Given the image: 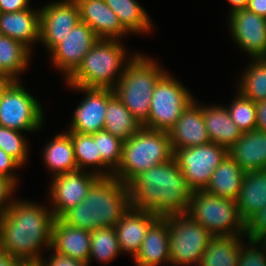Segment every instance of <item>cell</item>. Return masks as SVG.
Returning a JSON list of instances; mask_svg holds the SVG:
<instances>
[{
    "mask_svg": "<svg viewBox=\"0 0 266 266\" xmlns=\"http://www.w3.org/2000/svg\"><path fill=\"white\" fill-rule=\"evenodd\" d=\"M20 167L21 165L13 157L0 148V174L9 177L18 185V180L15 174H13V171Z\"/></svg>",
    "mask_w": 266,
    "mask_h": 266,
    "instance_id": "b9f144b4",
    "label": "cell"
},
{
    "mask_svg": "<svg viewBox=\"0 0 266 266\" xmlns=\"http://www.w3.org/2000/svg\"><path fill=\"white\" fill-rule=\"evenodd\" d=\"M43 149L44 163L52 176L78 170L72 139L67 132L57 134Z\"/></svg>",
    "mask_w": 266,
    "mask_h": 266,
    "instance_id": "83f0119b",
    "label": "cell"
},
{
    "mask_svg": "<svg viewBox=\"0 0 266 266\" xmlns=\"http://www.w3.org/2000/svg\"><path fill=\"white\" fill-rule=\"evenodd\" d=\"M101 159L115 171L121 163L124 141L105 130L92 134Z\"/></svg>",
    "mask_w": 266,
    "mask_h": 266,
    "instance_id": "d590c367",
    "label": "cell"
},
{
    "mask_svg": "<svg viewBox=\"0 0 266 266\" xmlns=\"http://www.w3.org/2000/svg\"><path fill=\"white\" fill-rule=\"evenodd\" d=\"M243 238L244 236H214L198 266H238Z\"/></svg>",
    "mask_w": 266,
    "mask_h": 266,
    "instance_id": "f546056e",
    "label": "cell"
},
{
    "mask_svg": "<svg viewBox=\"0 0 266 266\" xmlns=\"http://www.w3.org/2000/svg\"><path fill=\"white\" fill-rule=\"evenodd\" d=\"M98 39L94 31L80 20L71 32L50 51L53 65L62 71L67 79Z\"/></svg>",
    "mask_w": 266,
    "mask_h": 266,
    "instance_id": "9a60e30c",
    "label": "cell"
},
{
    "mask_svg": "<svg viewBox=\"0 0 266 266\" xmlns=\"http://www.w3.org/2000/svg\"><path fill=\"white\" fill-rule=\"evenodd\" d=\"M20 263L16 257L0 250V266H19Z\"/></svg>",
    "mask_w": 266,
    "mask_h": 266,
    "instance_id": "bcb514c9",
    "label": "cell"
},
{
    "mask_svg": "<svg viewBox=\"0 0 266 266\" xmlns=\"http://www.w3.org/2000/svg\"><path fill=\"white\" fill-rule=\"evenodd\" d=\"M17 184L9 177L0 174V215L7 211L13 203L11 196L16 191Z\"/></svg>",
    "mask_w": 266,
    "mask_h": 266,
    "instance_id": "ab89813d",
    "label": "cell"
},
{
    "mask_svg": "<svg viewBox=\"0 0 266 266\" xmlns=\"http://www.w3.org/2000/svg\"><path fill=\"white\" fill-rule=\"evenodd\" d=\"M90 239V231L70 226L61 218L55 219L50 250L89 265Z\"/></svg>",
    "mask_w": 266,
    "mask_h": 266,
    "instance_id": "ffe728a7",
    "label": "cell"
},
{
    "mask_svg": "<svg viewBox=\"0 0 266 266\" xmlns=\"http://www.w3.org/2000/svg\"><path fill=\"white\" fill-rule=\"evenodd\" d=\"M128 188L131 207L161 217L187 213L193 192L175 158L140 173Z\"/></svg>",
    "mask_w": 266,
    "mask_h": 266,
    "instance_id": "7a4b0ae2",
    "label": "cell"
},
{
    "mask_svg": "<svg viewBox=\"0 0 266 266\" xmlns=\"http://www.w3.org/2000/svg\"><path fill=\"white\" fill-rule=\"evenodd\" d=\"M0 34L21 42L31 50L35 41L40 42V10L30 8L0 13Z\"/></svg>",
    "mask_w": 266,
    "mask_h": 266,
    "instance_id": "7402d4cb",
    "label": "cell"
},
{
    "mask_svg": "<svg viewBox=\"0 0 266 266\" xmlns=\"http://www.w3.org/2000/svg\"><path fill=\"white\" fill-rule=\"evenodd\" d=\"M173 158L169 133L142 127L124 141L122 160L113 176L128 185L140 173Z\"/></svg>",
    "mask_w": 266,
    "mask_h": 266,
    "instance_id": "5b68a950",
    "label": "cell"
},
{
    "mask_svg": "<svg viewBox=\"0 0 266 266\" xmlns=\"http://www.w3.org/2000/svg\"><path fill=\"white\" fill-rule=\"evenodd\" d=\"M247 242L248 245L241 244L238 266H266V247L259 240L248 239Z\"/></svg>",
    "mask_w": 266,
    "mask_h": 266,
    "instance_id": "74e56055",
    "label": "cell"
},
{
    "mask_svg": "<svg viewBox=\"0 0 266 266\" xmlns=\"http://www.w3.org/2000/svg\"><path fill=\"white\" fill-rule=\"evenodd\" d=\"M227 155L228 149L212 142L174 152V158L192 191L206 188L214 170Z\"/></svg>",
    "mask_w": 266,
    "mask_h": 266,
    "instance_id": "8fae6325",
    "label": "cell"
},
{
    "mask_svg": "<svg viewBox=\"0 0 266 266\" xmlns=\"http://www.w3.org/2000/svg\"><path fill=\"white\" fill-rule=\"evenodd\" d=\"M105 2L118 16L120 24L129 34L148 33L153 29L151 18L137 0H105Z\"/></svg>",
    "mask_w": 266,
    "mask_h": 266,
    "instance_id": "1f68e13d",
    "label": "cell"
},
{
    "mask_svg": "<svg viewBox=\"0 0 266 266\" xmlns=\"http://www.w3.org/2000/svg\"><path fill=\"white\" fill-rule=\"evenodd\" d=\"M9 80L5 76H0V93L1 90L6 86Z\"/></svg>",
    "mask_w": 266,
    "mask_h": 266,
    "instance_id": "c3c4849f",
    "label": "cell"
},
{
    "mask_svg": "<svg viewBox=\"0 0 266 266\" xmlns=\"http://www.w3.org/2000/svg\"><path fill=\"white\" fill-rule=\"evenodd\" d=\"M259 242L266 247V233L259 239Z\"/></svg>",
    "mask_w": 266,
    "mask_h": 266,
    "instance_id": "f907efd6",
    "label": "cell"
},
{
    "mask_svg": "<svg viewBox=\"0 0 266 266\" xmlns=\"http://www.w3.org/2000/svg\"><path fill=\"white\" fill-rule=\"evenodd\" d=\"M266 233V206L256 212L246 222L245 236L258 241Z\"/></svg>",
    "mask_w": 266,
    "mask_h": 266,
    "instance_id": "f35d334b",
    "label": "cell"
},
{
    "mask_svg": "<svg viewBox=\"0 0 266 266\" xmlns=\"http://www.w3.org/2000/svg\"><path fill=\"white\" fill-rule=\"evenodd\" d=\"M159 217L150 211L130 207L114 226L121 251L125 254L130 253L131 257L134 258L141 248L149 227Z\"/></svg>",
    "mask_w": 266,
    "mask_h": 266,
    "instance_id": "d6986e66",
    "label": "cell"
},
{
    "mask_svg": "<svg viewBox=\"0 0 266 266\" xmlns=\"http://www.w3.org/2000/svg\"><path fill=\"white\" fill-rule=\"evenodd\" d=\"M79 7L80 20L87 24L99 39H119L129 33L105 0H74Z\"/></svg>",
    "mask_w": 266,
    "mask_h": 266,
    "instance_id": "ac0fdd59",
    "label": "cell"
},
{
    "mask_svg": "<svg viewBox=\"0 0 266 266\" xmlns=\"http://www.w3.org/2000/svg\"><path fill=\"white\" fill-rule=\"evenodd\" d=\"M76 91L86 94L74 110L72 121L67 131L94 134L104 130L105 112L107 107V89L84 88L80 86H69Z\"/></svg>",
    "mask_w": 266,
    "mask_h": 266,
    "instance_id": "2e32d148",
    "label": "cell"
},
{
    "mask_svg": "<svg viewBox=\"0 0 266 266\" xmlns=\"http://www.w3.org/2000/svg\"><path fill=\"white\" fill-rule=\"evenodd\" d=\"M136 266L170 264L169 221L159 217L148 229L139 252L133 258Z\"/></svg>",
    "mask_w": 266,
    "mask_h": 266,
    "instance_id": "44dd1931",
    "label": "cell"
},
{
    "mask_svg": "<svg viewBox=\"0 0 266 266\" xmlns=\"http://www.w3.org/2000/svg\"><path fill=\"white\" fill-rule=\"evenodd\" d=\"M31 51L21 42L0 35V74L9 81H19L29 66Z\"/></svg>",
    "mask_w": 266,
    "mask_h": 266,
    "instance_id": "4dcf8cb0",
    "label": "cell"
},
{
    "mask_svg": "<svg viewBox=\"0 0 266 266\" xmlns=\"http://www.w3.org/2000/svg\"><path fill=\"white\" fill-rule=\"evenodd\" d=\"M246 8L266 19V0H249Z\"/></svg>",
    "mask_w": 266,
    "mask_h": 266,
    "instance_id": "f6af8a7d",
    "label": "cell"
},
{
    "mask_svg": "<svg viewBox=\"0 0 266 266\" xmlns=\"http://www.w3.org/2000/svg\"><path fill=\"white\" fill-rule=\"evenodd\" d=\"M199 105L196 100L192 101L168 131L173 152L211 142L204 123L203 107Z\"/></svg>",
    "mask_w": 266,
    "mask_h": 266,
    "instance_id": "e0dca14e",
    "label": "cell"
},
{
    "mask_svg": "<svg viewBox=\"0 0 266 266\" xmlns=\"http://www.w3.org/2000/svg\"><path fill=\"white\" fill-rule=\"evenodd\" d=\"M227 1L231 5V9L229 13L235 10L246 8L249 2V0H227Z\"/></svg>",
    "mask_w": 266,
    "mask_h": 266,
    "instance_id": "7dc6e473",
    "label": "cell"
},
{
    "mask_svg": "<svg viewBox=\"0 0 266 266\" xmlns=\"http://www.w3.org/2000/svg\"><path fill=\"white\" fill-rule=\"evenodd\" d=\"M234 123L244 132L256 129V103L237 92L227 108Z\"/></svg>",
    "mask_w": 266,
    "mask_h": 266,
    "instance_id": "e575fe53",
    "label": "cell"
},
{
    "mask_svg": "<svg viewBox=\"0 0 266 266\" xmlns=\"http://www.w3.org/2000/svg\"><path fill=\"white\" fill-rule=\"evenodd\" d=\"M236 203L245 222L266 206V169L245 173Z\"/></svg>",
    "mask_w": 266,
    "mask_h": 266,
    "instance_id": "d4e9b609",
    "label": "cell"
},
{
    "mask_svg": "<svg viewBox=\"0 0 266 266\" xmlns=\"http://www.w3.org/2000/svg\"><path fill=\"white\" fill-rule=\"evenodd\" d=\"M203 118L212 143L229 149L243 135L225 106H204Z\"/></svg>",
    "mask_w": 266,
    "mask_h": 266,
    "instance_id": "cb8c5ba5",
    "label": "cell"
},
{
    "mask_svg": "<svg viewBox=\"0 0 266 266\" xmlns=\"http://www.w3.org/2000/svg\"><path fill=\"white\" fill-rule=\"evenodd\" d=\"M165 73L156 60L138 53L125 67L113 89L114 94L142 124L148 118L154 87Z\"/></svg>",
    "mask_w": 266,
    "mask_h": 266,
    "instance_id": "8992f818",
    "label": "cell"
},
{
    "mask_svg": "<svg viewBox=\"0 0 266 266\" xmlns=\"http://www.w3.org/2000/svg\"><path fill=\"white\" fill-rule=\"evenodd\" d=\"M130 207L128 185L114 176L100 177L90 187L87 196L61 219L70 226L93 231L100 227H114Z\"/></svg>",
    "mask_w": 266,
    "mask_h": 266,
    "instance_id": "3957f363",
    "label": "cell"
},
{
    "mask_svg": "<svg viewBox=\"0 0 266 266\" xmlns=\"http://www.w3.org/2000/svg\"><path fill=\"white\" fill-rule=\"evenodd\" d=\"M256 129L266 132V100L256 103Z\"/></svg>",
    "mask_w": 266,
    "mask_h": 266,
    "instance_id": "ee69618b",
    "label": "cell"
},
{
    "mask_svg": "<svg viewBox=\"0 0 266 266\" xmlns=\"http://www.w3.org/2000/svg\"><path fill=\"white\" fill-rule=\"evenodd\" d=\"M187 214L213 236H245L246 222L241 218L235 200L195 190Z\"/></svg>",
    "mask_w": 266,
    "mask_h": 266,
    "instance_id": "52a82bcc",
    "label": "cell"
},
{
    "mask_svg": "<svg viewBox=\"0 0 266 266\" xmlns=\"http://www.w3.org/2000/svg\"><path fill=\"white\" fill-rule=\"evenodd\" d=\"M181 82L166 72L156 83L150 102V111L143 127L168 132L181 113L195 100Z\"/></svg>",
    "mask_w": 266,
    "mask_h": 266,
    "instance_id": "9c48e42d",
    "label": "cell"
},
{
    "mask_svg": "<svg viewBox=\"0 0 266 266\" xmlns=\"http://www.w3.org/2000/svg\"><path fill=\"white\" fill-rule=\"evenodd\" d=\"M28 201L14 199L0 215V250L21 262H39L40 249H51L55 217L48 207Z\"/></svg>",
    "mask_w": 266,
    "mask_h": 266,
    "instance_id": "6da1fadb",
    "label": "cell"
},
{
    "mask_svg": "<svg viewBox=\"0 0 266 266\" xmlns=\"http://www.w3.org/2000/svg\"><path fill=\"white\" fill-rule=\"evenodd\" d=\"M20 81H9L0 93V126L35 132L42 128V105Z\"/></svg>",
    "mask_w": 266,
    "mask_h": 266,
    "instance_id": "30bf717a",
    "label": "cell"
},
{
    "mask_svg": "<svg viewBox=\"0 0 266 266\" xmlns=\"http://www.w3.org/2000/svg\"><path fill=\"white\" fill-rule=\"evenodd\" d=\"M120 41V39H98L83 57L77 69L66 79L67 85L113 90L125 67L138 54L136 52L129 57Z\"/></svg>",
    "mask_w": 266,
    "mask_h": 266,
    "instance_id": "277c9868",
    "label": "cell"
},
{
    "mask_svg": "<svg viewBox=\"0 0 266 266\" xmlns=\"http://www.w3.org/2000/svg\"><path fill=\"white\" fill-rule=\"evenodd\" d=\"M22 131L0 126V148L13 157L21 166L28 158V142Z\"/></svg>",
    "mask_w": 266,
    "mask_h": 266,
    "instance_id": "8d00e7d4",
    "label": "cell"
},
{
    "mask_svg": "<svg viewBox=\"0 0 266 266\" xmlns=\"http://www.w3.org/2000/svg\"><path fill=\"white\" fill-rule=\"evenodd\" d=\"M39 263L41 266H88V264L70 258L68 256L60 255L52 250V255L48 259H40Z\"/></svg>",
    "mask_w": 266,
    "mask_h": 266,
    "instance_id": "60d3db41",
    "label": "cell"
},
{
    "mask_svg": "<svg viewBox=\"0 0 266 266\" xmlns=\"http://www.w3.org/2000/svg\"><path fill=\"white\" fill-rule=\"evenodd\" d=\"M90 238L89 264L92 258L103 264L111 262L122 252L115 227H100L90 231Z\"/></svg>",
    "mask_w": 266,
    "mask_h": 266,
    "instance_id": "836d02e7",
    "label": "cell"
},
{
    "mask_svg": "<svg viewBox=\"0 0 266 266\" xmlns=\"http://www.w3.org/2000/svg\"><path fill=\"white\" fill-rule=\"evenodd\" d=\"M169 221L170 265L198 266L214 236L187 213L164 216Z\"/></svg>",
    "mask_w": 266,
    "mask_h": 266,
    "instance_id": "ba28073f",
    "label": "cell"
},
{
    "mask_svg": "<svg viewBox=\"0 0 266 266\" xmlns=\"http://www.w3.org/2000/svg\"><path fill=\"white\" fill-rule=\"evenodd\" d=\"M105 113L104 130L123 141L128 140L143 127L142 123L130 113L112 89H107Z\"/></svg>",
    "mask_w": 266,
    "mask_h": 266,
    "instance_id": "484cf974",
    "label": "cell"
},
{
    "mask_svg": "<svg viewBox=\"0 0 266 266\" xmlns=\"http://www.w3.org/2000/svg\"><path fill=\"white\" fill-rule=\"evenodd\" d=\"M245 173L228 154L214 170L204 190L210 194L236 201Z\"/></svg>",
    "mask_w": 266,
    "mask_h": 266,
    "instance_id": "4316f807",
    "label": "cell"
},
{
    "mask_svg": "<svg viewBox=\"0 0 266 266\" xmlns=\"http://www.w3.org/2000/svg\"><path fill=\"white\" fill-rule=\"evenodd\" d=\"M232 39L253 59L266 58V19L247 8L228 16Z\"/></svg>",
    "mask_w": 266,
    "mask_h": 266,
    "instance_id": "4fadbf2b",
    "label": "cell"
},
{
    "mask_svg": "<svg viewBox=\"0 0 266 266\" xmlns=\"http://www.w3.org/2000/svg\"><path fill=\"white\" fill-rule=\"evenodd\" d=\"M242 74L238 92L257 103L266 100V58L252 59Z\"/></svg>",
    "mask_w": 266,
    "mask_h": 266,
    "instance_id": "d6a6232c",
    "label": "cell"
},
{
    "mask_svg": "<svg viewBox=\"0 0 266 266\" xmlns=\"http://www.w3.org/2000/svg\"><path fill=\"white\" fill-rule=\"evenodd\" d=\"M19 266H41L39 262H21Z\"/></svg>",
    "mask_w": 266,
    "mask_h": 266,
    "instance_id": "681fc988",
    "label": "cell"
},
{
    "mask_svg": "<svg viewBox=\"0 0 266 266\" xmlns=\"http://www.w3.org/2000/svg\"><path fill=\"white\" fill-rule=\"evenodd\" d=\"M30 0H0V13L19 12L30 9Z\"/></svg>",
    "mask_w": 266,
    "mask_h": 266,
    "instance_id": "7bdbcfd3",
    "label": "cell"
},
{
    "mask_svg": "<svg viewBox=\"0 0 266 266\" xmlns=\"http://www.w3.org/2000/svg\"><path fill=\"white\" fill-rule=\"evenodd\" d=\"M80 21L79 7L74 0L52 2L40 9V41L49 52Z\"/></svg>",
    "mask_w": 266,
    "mask_h": 266,
    "instance_id": "5bb4252c",
    "label": "cell"
},
{
    "mask_svg": "<svg viewBox=\"0 0 266 266\" xmlns=\"http://www.w3.org/2000/svg\"><path fill=\"white\" fill-rule=\"evenodd\" d=\"M99 178L90 170H77L53 176L49 188L52 207L49 208L53 211L55 219L61 218L67 211L79 204Z\"/></svg>",
    "mask_w": 266,
    "mask_h": 266,
    "instance_id": "7c38bea8",
    "label": "cell"
},
{
    "mask_svg": "<svg viewBox=\"0 0 266 266\" xmlns=\"http://www.w3.org/2000/svg\"><path fill=\"white\" fill-rule=\"evenodd\" d=\"M66 132L72 139L78 170H85L86 167L95 168L92 169V172L99 177L113 176L114 171L101 159L92 134Z\"/></svg>",
    "mask_w": 266,
    "mask_h": 266,
    "instance_id": "f1b7e54d",
    "label": "cell"
},
{
    "mask_svg": "<svg viewBox=\"0 0 266 266\" xmlns=\"http://www.w3.org/2000/svg\"><path fill=\"white\" fill-rule=\"evenodd\" d=\"M229 156L245 172L266 169V132H244L229 149Z\"/></svg>",
    "mask_w": 266,
    "mask_h": 266,
    "instance_id": "603a6c76",
    "label": "cell"
}]
</instances>
